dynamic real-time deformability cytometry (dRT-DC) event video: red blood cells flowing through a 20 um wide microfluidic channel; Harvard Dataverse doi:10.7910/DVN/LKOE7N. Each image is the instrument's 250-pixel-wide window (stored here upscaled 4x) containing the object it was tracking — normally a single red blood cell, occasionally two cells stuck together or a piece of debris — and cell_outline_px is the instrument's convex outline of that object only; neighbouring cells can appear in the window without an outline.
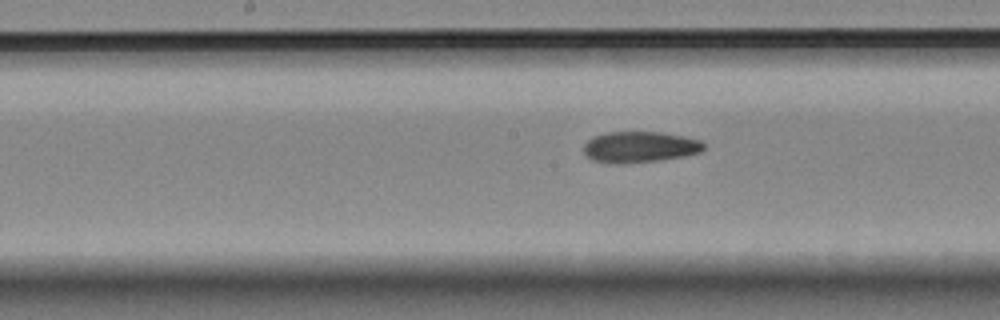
{"species": "Egyptian fruit bat (a non-hibernating species)", "species_latin": "Rousettus aegyptiacus", "temperature_condition": "room temperature", "stored_images_in_passage": 10, "segment_of_instrument_passage": [2, 2], "camera_frame_rate_fps": 3000, "um_per_image_px": 0.085, "animal": {"sex": "female"}, "frame": {"image": 1, "passage_image": 10, "time_ms": 3.0, "image_size_px": [1000, 320], "cell_outline_px": [[704, 148], [700, 152], [684, 156], [656, 160], [592, 160], [584, 152], [584, 144], [592, 136], [604, 132], [660, 132], [684, 136], [700, 140], [704, 144]], "centroid_in_image_um": [54.42, 12.42], "position_along_channel_um": 193.8, "area_um2": 20.69}}